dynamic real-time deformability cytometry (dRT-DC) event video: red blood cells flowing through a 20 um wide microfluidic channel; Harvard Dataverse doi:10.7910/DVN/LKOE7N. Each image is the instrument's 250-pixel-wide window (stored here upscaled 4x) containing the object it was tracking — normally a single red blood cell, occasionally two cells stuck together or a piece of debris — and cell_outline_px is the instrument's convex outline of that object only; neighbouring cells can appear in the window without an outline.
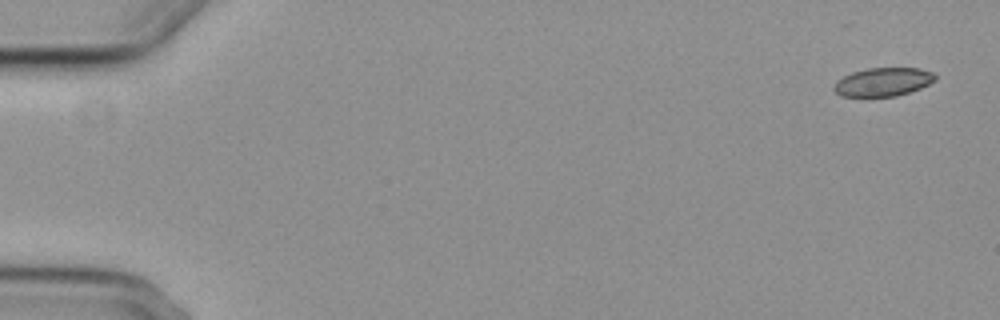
{"species": "common noctule bat (a hibernating species)", "species_latin": "Nyctalus noctula", "temperature_condition": "cold", "stored_images_in_passage": 9, "camera_frame_rate_fps": 3000, "um_per_image_px": 0.085, "animal": {"sex": "female", "body_mass_g": 29.2, "forearm_length_mm": 56.3}, "frame": {"image": 1, "passage_image": 1, "time_ms": 0.0, "image_size_px": [1000, 320], "cell_outline_px": [[936, 80], [920, 88], [896, 96], [840, 96], [832, 88], [836, 80], [852, 72], [868, 68], [920, 68], [932, 72], [936, 76]], "centroid_in_image_um": [75.04, 6.96], "position_along_channel_um": 10.0, "area_um2": 16.76}}
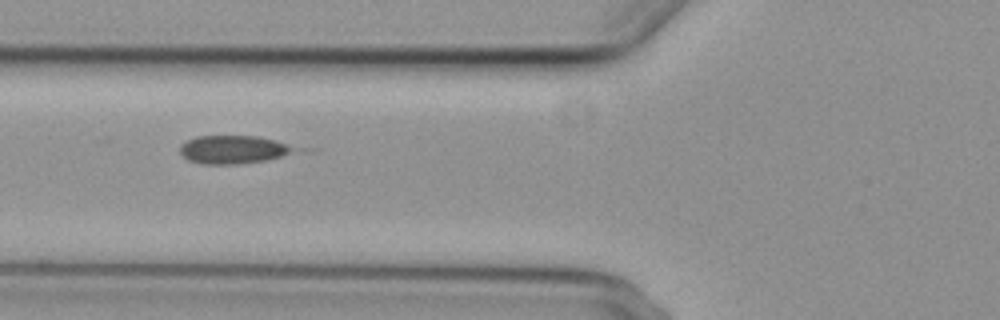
{"frame": {"image": 2, "passage_image": 6, "time_ms": 6.667, "image_size_px": [1000, 320], "cell_outline_px": [[312, 148], [264, 160], [236, 164], [204, 164], [188, 160], [180, 152], [180, 144], [196, 136], [260, 136]], "centroid_in_image_um": [20.01, 12.69], "position_along_channel_um": 105.8, "area_um2": 19.42}}
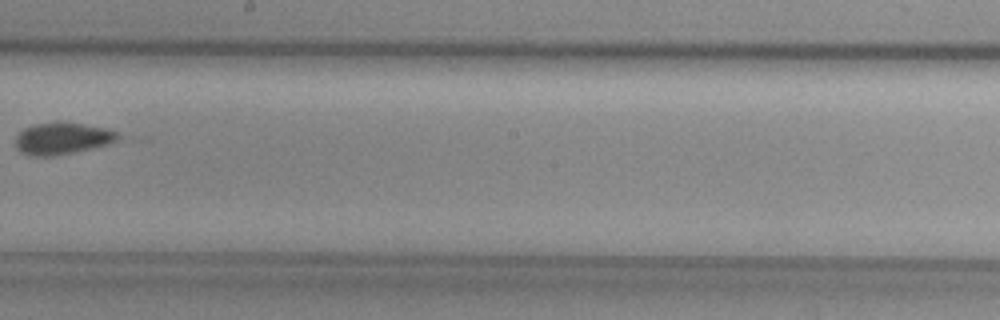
{"frame": {"image": 3, "passage_image": 9, "time_ms": 10.333, "image_size_px": [1000, 320], "cell_outline_px": [[120, 136], [116, 140], [108, 144], [72, 152], [52, 156], [32, 156], [20, 152], [16, 148], [16, 136], [24, 128], [32, 124], [56, 120], [84, 124], [108, 128], [116, 132]], "centroid_in_image_um": [5.26, 11.73], "position_along_channel_um": 242.9, "area_um2": 19.19}}